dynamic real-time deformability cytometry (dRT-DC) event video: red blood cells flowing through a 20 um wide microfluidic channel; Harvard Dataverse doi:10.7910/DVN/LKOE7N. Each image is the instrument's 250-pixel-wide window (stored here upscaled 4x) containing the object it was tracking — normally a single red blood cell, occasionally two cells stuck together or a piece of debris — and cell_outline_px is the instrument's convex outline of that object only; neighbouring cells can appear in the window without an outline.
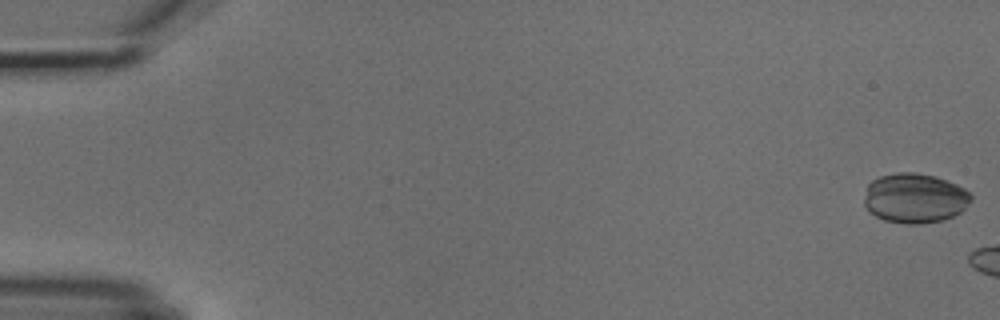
{"species": "common noctule bat (a hibernating species)", "species_latin": "Nyctalus noctula", "temperature_condition": "cold", "stored_images_in_passage": 3, "camera_frame_rate_fps": 3000, "um_per_image_px": 0.085, "animal": {"sex": "male", "body_mass_g": 18.8}, "frame": {"image": 1, "passage_image": 1, "time_ms": 0.0, "image_size_px": [1000, 320], "cell_outline_px": [[972, 200], [960, 212], [944, 220], [920, 224], [904, 224], [884, 220], [876, 216], [864, 204], [864, 196], [868, 184], [872, 180], [880, 176], [896, 172], [916, 172], [936, 176], [956, 184], [964, 188], [972, 196]], "centroid_in_image_um": [77.75, 16.84], "position_along_channel_um": 7.2, "area_um2": 31.1}}